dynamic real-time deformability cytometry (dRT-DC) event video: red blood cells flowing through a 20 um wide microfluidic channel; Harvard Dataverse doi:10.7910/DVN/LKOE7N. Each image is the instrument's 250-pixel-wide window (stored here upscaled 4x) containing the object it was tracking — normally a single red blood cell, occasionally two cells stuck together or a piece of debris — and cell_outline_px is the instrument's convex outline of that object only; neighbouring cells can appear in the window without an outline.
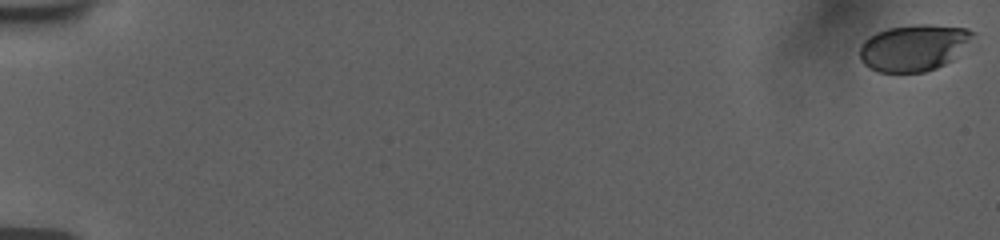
{"species": "human", "species_latin": "Homo sapiens", "temperature_condition": "room temperature", "stored_images_in_passage": 57, "camera_frame_rate_fps": 3000, "um_per_image_px": 0.085, "donor": {"sex": "female"}, "frame": {"image": 1, "passage_image": 1, "time_ms": 0.0, "image_size_px": [1000, 240], "cell_outline_px": [[976, 32], [952, 60], [936, 68], [924, 72], [880, 72], [868, 68], [860, 60], [860, 44], [864, 40], [876, 32], [888, 28], [920, 24], [928, 24], [968, 28]], "centroid_in_image_um": [77.63, 4.05], "position_along_channel_um": 7.4, "area_um2": 30.52}}
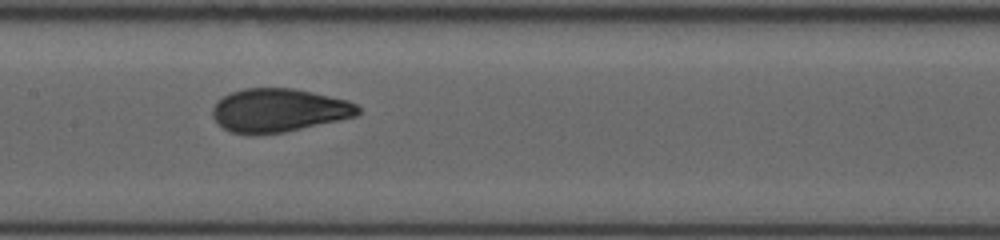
{"frame": {"image": 2, "passage_image": 31, "time_ms": 10.0, "image_size_px": [1000, 240], "cell_outline_px": [[360, 112], [356, 116], [340, 120], [284, 132], [256, 136], [232, 132], [224, 128], [212, 116], [212, 108], [216, 100], [232, 92], [244, 88], [292, 88], [312, 92], [348, 100], [356, 104], [360, 108]], "centroid_in_image_um": [23.68, 9.38], "position_along_channel_um": 183.7, "area_um2": 36.99}}
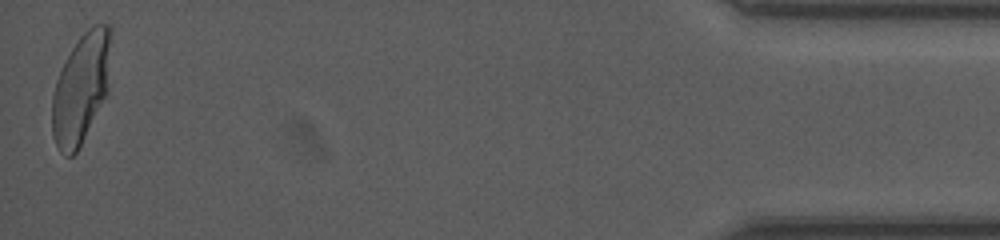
{"frame": {"image": 3, "passage_image": 57, "time_ms": 18.667, "image_size_px": [1000, 240], "cell_outline_px": [[112, 32], [108, 92], [76, 152], [72, 156], [64, 156], [60, 152], [52, 136], [52, 96], [56, 80], [72, 48], [80, 36], [88, 28], [96, 24], [108, 24], [112, 28]], "centroid_in_image_um": [6.91, 7.48], "position_along_channel_um": 428.3, "area_um2": 37.69}, "authors_computed_cell_mechanics": {"area_um2": 36.2984, "velocity_mm_per_s": 3.7455, "shape_relaxation_time_tau1_ms": 5.848, "shape_relaxation_time_tau2_ms": null, "deformation_change_tau1": 0.1986, "deformation_change_tau2": null}}